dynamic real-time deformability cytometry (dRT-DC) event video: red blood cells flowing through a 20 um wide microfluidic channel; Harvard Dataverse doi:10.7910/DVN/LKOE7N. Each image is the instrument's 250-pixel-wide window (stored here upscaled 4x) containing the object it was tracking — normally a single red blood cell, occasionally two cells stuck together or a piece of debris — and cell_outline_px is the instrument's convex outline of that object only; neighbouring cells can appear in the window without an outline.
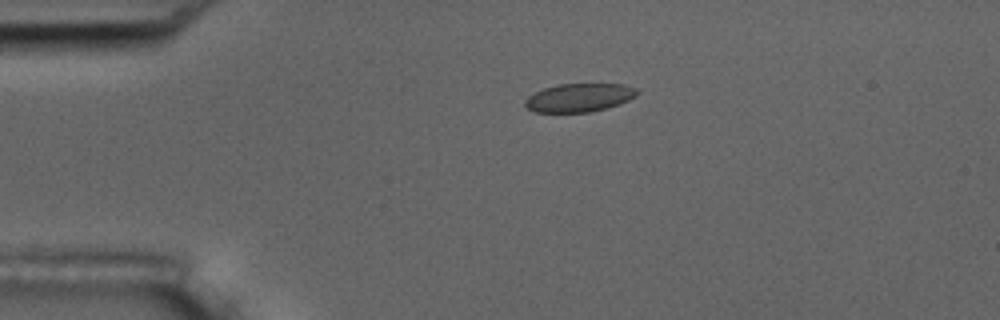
{"species": "common noctule bat (a hibernating species)", "species_latin": "Nyctalus noctula", "temperature_condition": "room temperature", "stored_images_in_passage": 4, "camera_frame_rate_fps": 3000, "um_per_image_px": 0.085, "animal": {"sex": "male", "body_mass_g": 17.5, "forearm_length_mm": 52.3}, "frame": {"image": 1, "passage_image": 3, "time_ms": 2.333, "image_size_px": [1000, 320], "cell_outline_px": [[640, 92], [636, 96], [620, 104], [588, 112], [536, 112], [528, 108], [524, 104], [524, 100], [528, 96], [544, 88], [560, 84], [624, 84], [636, 88]], "centroid_in_image_um": [49.25, 8.29], "position_along_channel_um": 35.8, "area_um2": 18.44}}